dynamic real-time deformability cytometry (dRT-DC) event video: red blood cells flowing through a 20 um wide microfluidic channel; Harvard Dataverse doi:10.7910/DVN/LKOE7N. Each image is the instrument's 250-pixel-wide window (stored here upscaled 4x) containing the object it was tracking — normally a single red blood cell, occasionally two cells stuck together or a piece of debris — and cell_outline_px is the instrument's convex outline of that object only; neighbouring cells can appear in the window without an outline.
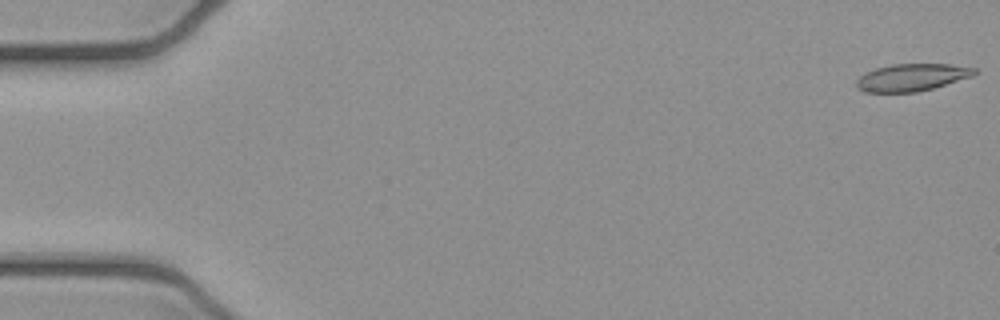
{"species": "common noctule bat (a hibernating species)", "species_latin": "Nyctalus noctula", "temperature_condition": "cold", "stored_images_in_passage": 6, "camera_frame_rate_fps": 3000, "um_per_image_px": 0.085, "animal": {"sex": "female", "body_mass_g": 21.9}, "frame": {"image": 1, "passage_image": 1, "time_ms": 0.0, "image_size_px": [1000, 320], "cell_outline_px": [[980, 72], [972, 76], [932, 88], [916, 92], [864, 92], [856, 88], [856, 80], [860, 76], [876, 68], [892, 64], [948, 64], [980, 68]], "centroid_in_image_um": [77.54, 6.57], "position_along_channel_um": 7.5, "area_um2": 18.79}}
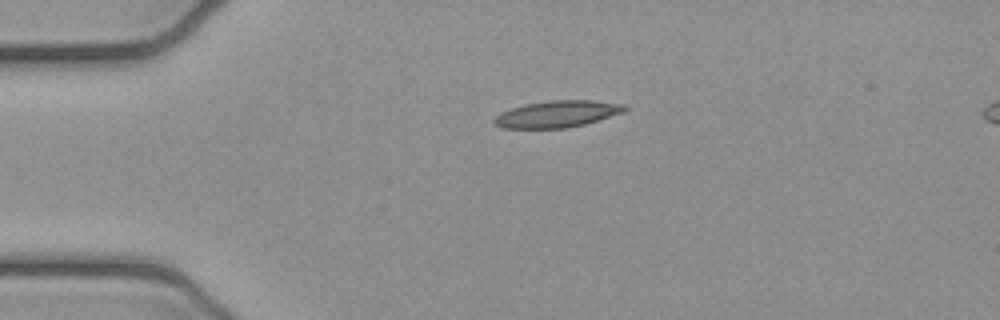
{"frame": {"image": 2, "passage_image": 4, "time_ms": 1.0, "image_size_px": [1000, 320], "cell_outline_px": [[628, 108], [624, 112], [584, 124], [564, 128], [504, 128], [496, 124], [492, 120], [500, 112], [512, 108], [528, 104], [552, 100], [592, 100], [624, 104]], "centroid_in_image_um": [47.38, 9.69], "position_along_channel_um": 37.6, "area_um2": 20.06}}
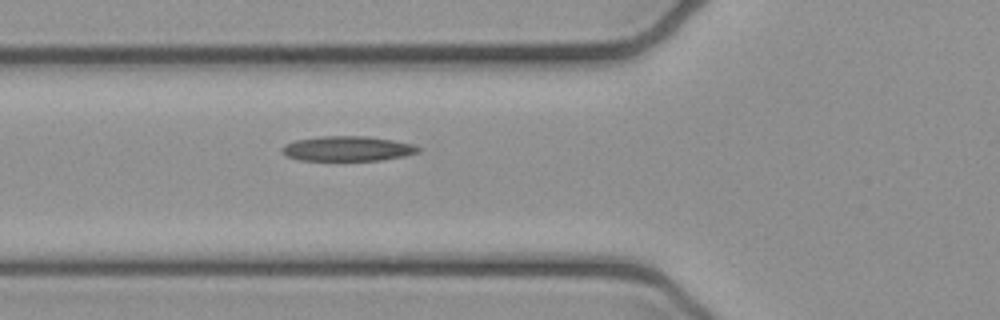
{"frame": {"image": 3, "passage_image": 6, "time_ms": 1.667, "image_size_px": [1000, 320], "cell_outline_px": [[420, 152], [404, 156], [380, 160], [300, 160], [284, 156], [280, 152], [280, 148], [284, 144], [296, 140], [320, 136], [368, 136], [392, 140], [412, 144], [420, 148]], "centroid_in_image_um": [29.48, 12.63], "position_along_channel_um": 96.3, "area_um2": 19.88}}